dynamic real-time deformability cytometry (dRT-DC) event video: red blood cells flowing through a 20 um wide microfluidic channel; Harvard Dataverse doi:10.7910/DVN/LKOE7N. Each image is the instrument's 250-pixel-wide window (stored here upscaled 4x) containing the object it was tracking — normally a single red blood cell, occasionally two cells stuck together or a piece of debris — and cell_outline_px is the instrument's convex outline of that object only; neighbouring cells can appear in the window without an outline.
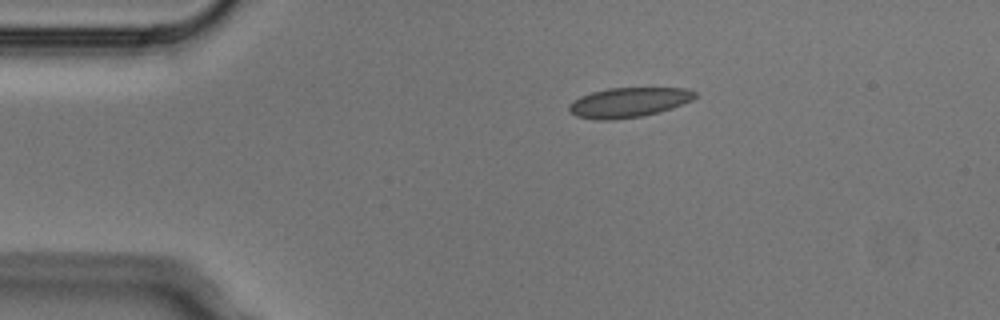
{"species": "Egyptian fruit bat (a non-hibernating species)", "species_latin": "Rousettus aegyptiacus", "temperature_condition": "cold", "stored_images_in_passage": 3, "camera_frame_rate_fps": 3000, "um_per_image_px": 0.085, "animal": {"sex": "male"}, "frame": {"image": 1, "passage_image": 1, "time_ms": 0.0, "image_size_px": [1000, 320], "cell_outline_px": [[696, 96], [692, 100], [672, 108], [644, 116], [612, 120], [596, 120], [576, 116], [568, 112], [568, 104], [580, 96], [592, 92], [608, 88], [688, 88], [696, 92]], "centroid_in_image_um": [53.4, 8.71], "position_along_channel_um": 31.6, "area_um2": 22.02}}
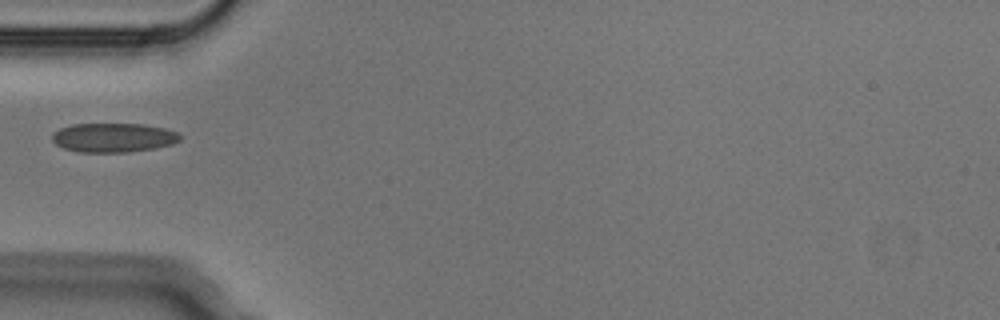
{"frame": {"image": 2, "passage_image": 3, "time_ms": 0.667, "image_size_px": [1000, 320], "cell_outline_px": [[180, 140], [172, 144], [156, 148], [128, 152], [76, 152], [64, 148], [56, 144], [52, 140], [52, 132], [60, 128], [72, 124], [144, 124], [164, 128], [180, 132]], "centroid_in_image_um": [9.64, 11.69], "position_along_channel_um": 75.4, "area_um2": 21.91}}